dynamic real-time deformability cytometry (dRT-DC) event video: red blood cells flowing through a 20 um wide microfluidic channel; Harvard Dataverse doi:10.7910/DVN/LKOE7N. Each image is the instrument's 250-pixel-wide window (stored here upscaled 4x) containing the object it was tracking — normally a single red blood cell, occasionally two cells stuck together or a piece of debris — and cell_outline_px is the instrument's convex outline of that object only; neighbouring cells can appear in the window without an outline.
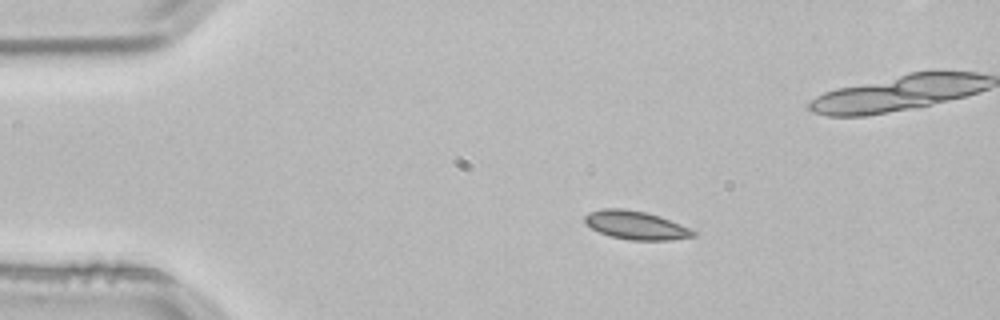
{"species": "common noctule bat (a hibernating species)", "species_latin": "Nyctalus noctula", "temperature_condition": "room temperature", "stored_images_in_passage": 3, "camera_frame_rate_fps": 3000, "um_per_image_px": 0.085, "animal": {"sex": "male", "body_mass_g": 21.5, "forearm_length_mm": 52.0}, "frame": {"image": 1, "passage_image": 1, "time_ms": 0.0, "image_size_px": [1000, 320], "cell_outline_px": [[696, 236], [672, 240], [628, 240], [608, 236], [584, 224], [584, 216], [588, 212], [604, 208], [624, 208], [644, 212], [660, 216], [680, 224], [696, 232]], "centroid_in_image_um": [54.01, 19.14], "position_along_channel_um": 31.0, "area_um2": 18.09}}